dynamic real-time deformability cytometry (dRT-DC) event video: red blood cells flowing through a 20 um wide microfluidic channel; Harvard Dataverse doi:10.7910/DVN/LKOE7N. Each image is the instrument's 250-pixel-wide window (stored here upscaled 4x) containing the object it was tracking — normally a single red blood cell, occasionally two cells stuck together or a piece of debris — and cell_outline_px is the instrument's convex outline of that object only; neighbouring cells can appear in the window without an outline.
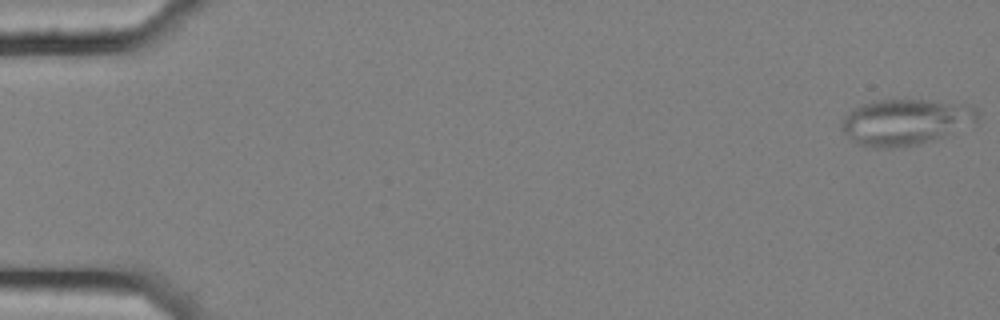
{"species": "common noctule bat (a hibernating species)", "species_latin": "Nyctalus noctula", "temperature_condition": "cold", "stored_images_in_passage": 57, "camera_frame_rate_fps": 3000, "um_per_image_px": 0.085, "animal": {"sex": "female", "body_mass_g": 25.1}, "frame": {"image": 1, "passage_image": 1, "time_ms": 0.0, "image_size_px": [1000, 320], "cell_outline_px": [[980, 116], [976, 124], [944, 136], [920, 144], [892, 148], [876, 148], [860, 144], [852, 140], [840, 128], [840, 124], [844, 116], [852, 108], [872, 100], [924, 100], [964, 104], [976, 108], [980, 112]], "centroid_in_image_um": [76.98, 10.36], "position_along_channel_um": 8.0, "area_um2": 36.76}}
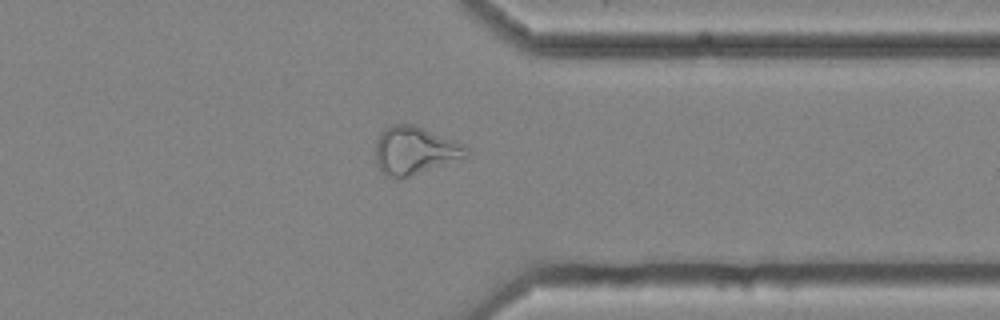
{"frame": {"image": 2, "passage_image": 45, "time_ms": 14.667, "image_size_px": [1000, 320], "cell_outline_px": [[468, 156], [400, 180], [388, 176], [380, 172], [376, 160], [376, 140], [380, 132], [384, 128], [392, 124], [412, 124], [456, 140], [464, 144], [468, 148]], "centroid_in_image_um": [35.23, 12.8], "position_along_channel_um": 376.2, "area_um2": 25.55}}
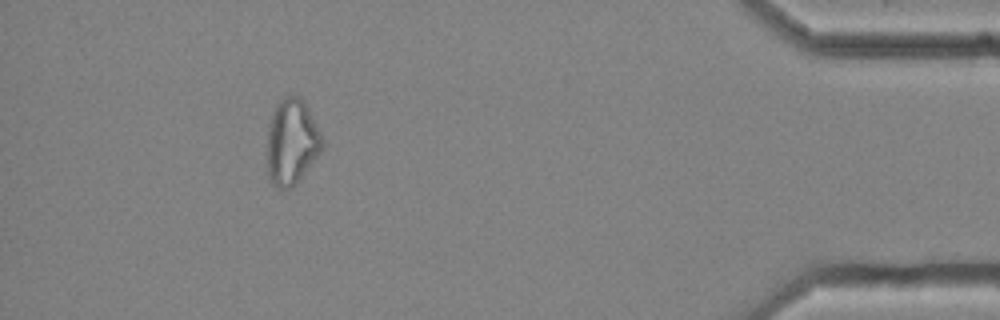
{"frame": {"image": 3, "passage_image": 52, "time_ms": 17.0, "image_size_px": [1000, 320], "cell_outline_px": [[324, 148], [292, 188], [276, 188], [268, 180], [264, 160], [264, 156], [268, 124], [272, 112], [276, 104], [284, 96], [300, 96], [304, 100], [324, 140]], "centroid_in_image_um": [24.73, 12.09], "position_along_channel_um": 410.5, "area_um2": 28.5}, "authors_computed_cell_mechanics": {"area_um2": 26.2412, "velocity_mm_per_s": 3.5865, "shape_relaxation_time_tau1_ms": null, "shape_relaxation_time_tau2_ms": 3.3651, "deformation_change_tau1": null, "deformation_change_tau2": 0.1193}}